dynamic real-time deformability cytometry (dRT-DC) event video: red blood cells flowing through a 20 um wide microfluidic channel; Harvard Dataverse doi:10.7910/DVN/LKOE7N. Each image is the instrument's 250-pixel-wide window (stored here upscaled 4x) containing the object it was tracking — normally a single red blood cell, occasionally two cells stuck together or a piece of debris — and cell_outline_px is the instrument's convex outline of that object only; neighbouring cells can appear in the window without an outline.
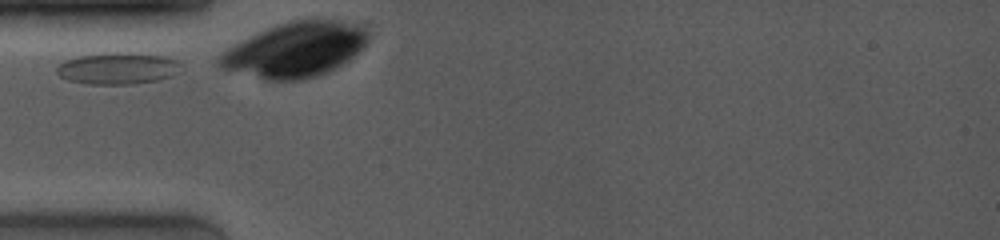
{"species": "common noctule bat (a hibernating species)", "species_latin": "Nyctalus noctula", "temperature_condition": "room temperature", "stored_images_in_passage": 21, "camera_frame_rate_fps": 4000, "um_per_image_px": 0.085, "animal": {"sex": "female", "body_mass_g": 19.0, "forearm_length_mm": 53.3}, "frame": {"image": 1, "passage_image": 1, "time_ms": 0.0, "image_size_px": [1000, 240], "cell_outline_px": [[180, 64], [168, 76], [156, 80], [128, 84], [92, 84], [68, 80], [60, 76], [56, 72], [56, 68], [64, 60], [80, 56], [108, 52], [132, 52], [160, 56], [176, 60]], "centroid_in_image_um": [9.9, 5.79], "position_along_channel_um": 75.1, "area_um2": 22.37}}